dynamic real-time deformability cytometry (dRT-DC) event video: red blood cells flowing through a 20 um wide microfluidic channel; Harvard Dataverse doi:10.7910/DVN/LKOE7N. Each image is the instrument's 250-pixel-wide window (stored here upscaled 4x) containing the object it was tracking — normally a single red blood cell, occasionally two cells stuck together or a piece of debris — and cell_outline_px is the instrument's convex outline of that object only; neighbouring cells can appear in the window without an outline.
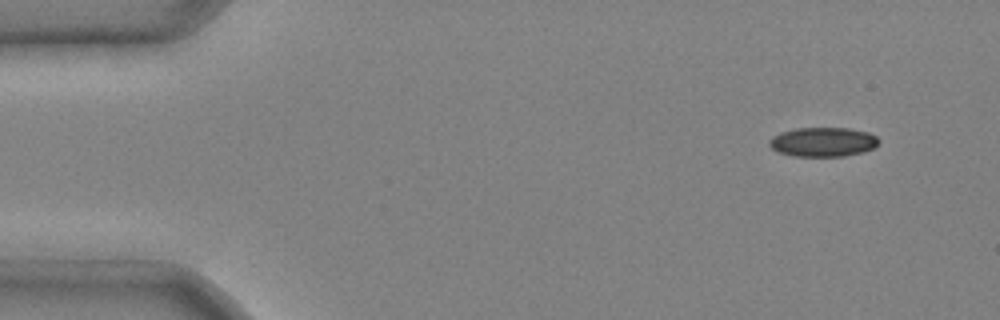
{"species": "common noctule bat (a hibernating species)", "species_latin": "Nyctalus noctula", "temperature_condition": "cold", "stored_images_in_passage": 5, "camera_frame_rate_fps": 3000, "um_per_image_px": 0.085, "animal": {"sex": "male", "body_mass_g": 20.4}, "frame": {"image": 1, "passage_image": 1, "time_ms": 0.0, "image_size_px": [1000, 320], "cell_outline_px": [[880, 140], [872, 148], [864, 152], [844, 156], [792, 156], [776, 152], [768, 144], [768, 140], [772, 136], [780, 132], [796, 128], [848, 128], [868, 132], [876, 136]], "centroid_in_image_um": [69.91, 12.07], "position_along_channel_um": 15.1, "area_um2": 18.84}}